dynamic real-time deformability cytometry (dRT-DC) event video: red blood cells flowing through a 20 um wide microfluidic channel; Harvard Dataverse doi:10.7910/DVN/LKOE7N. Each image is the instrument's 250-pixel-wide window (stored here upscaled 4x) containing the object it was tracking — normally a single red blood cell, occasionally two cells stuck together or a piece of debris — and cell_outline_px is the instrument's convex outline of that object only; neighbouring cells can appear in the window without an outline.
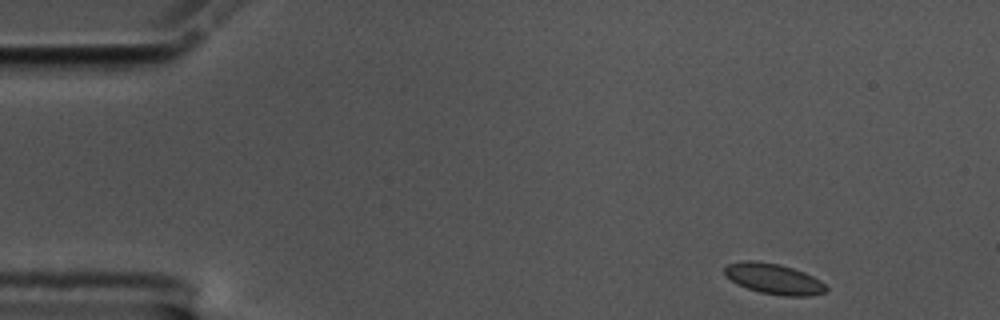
{"species": "common noctule bat (a hibernating species)", "species_latin": "Nyctalus noctula", "temperature_condition": "cold", "stored_images_in_passage": 52, "camera_frame_rate_fps": 3000, "um_per_image_px": 0.085, "animal": {"sex": "male", "body_mass_g": 17.5, "forearm_length_mm": 52.3}, "frame": {"image": 1, "passage_image": 1, "time_ms": 0.0, "image_size_px": [1000, 320], "cell_outline_px": [[828, 288], [824, 292], [812, 296], [784, 296], [760, 292], [736, 284], [724, 272], [724, 268], [728, 264], [744, 260], [756, 260], [780, 264], [804, 272], [820, 280]], "centroid_in_image_um": [65.78, 23.7], "position_along_channel_um": 19.2, "area_um2": 18.03}}
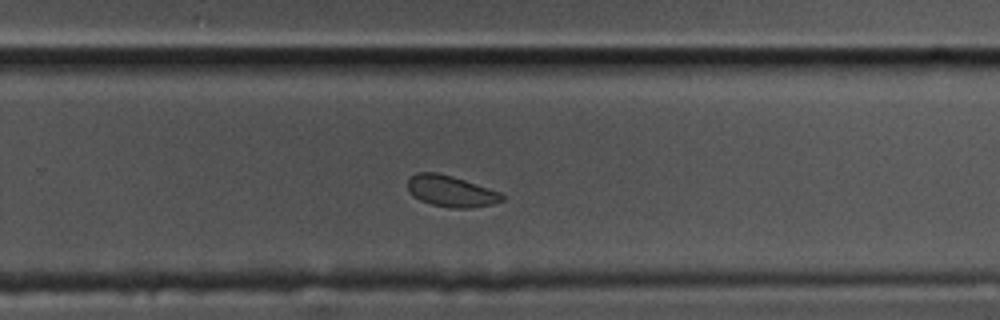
{"frame": {"image": 2, "passage_image": 32, "time_ms": 10.333, "image_size_px": [1000, 320], "cell_outline_px": [[504, 200], [492, 204], [468, 208], [452, 208], [432, 204], [420, 200], [412, 196], [408, 192], [408, 180], [416, 172], [436, 172], [452, 176], [500, 192], [504, 196]], "centroid_in_image_um": [38.31, 16.25], "position_along_channel_um": 291.5, "area_um2": 17.05}}
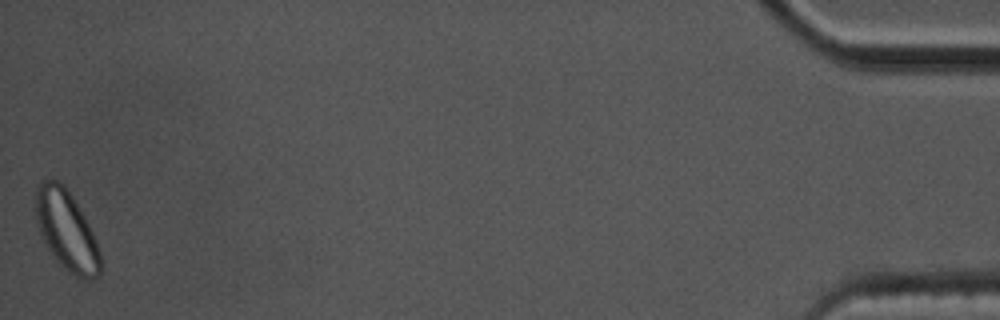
{"frame": {"image": 3, "passage_image": 52, "time_ms": 17.0, "image_size_px": [1000, 320], "cell_outline_px": [[100, 276], [96, 280], [84, 280], [76, 276], [64, 268], [52, 256], [44, 244], [40, 232], [36, 216], [36, 184], [44, 176], [56, 180], [64, 184], [72, 196], [84, 216], [96, 240], [100, 252]], "centroid_in_image_um": [5.64, 19.57], "position_along_channel_um": 429.6, "area_um2": 30.4}, "authors_computed_cell_mechanics": {"area_um2": 17.6001, "velocity_mm_per_s": 3.5026, "shape_relaxation_time_tau1_ms": null, "shape_relaxation_time_tau2_ms": 5.7462, "deformation_change_tau1": null, "deformation_change_tau2": 0.0673}}